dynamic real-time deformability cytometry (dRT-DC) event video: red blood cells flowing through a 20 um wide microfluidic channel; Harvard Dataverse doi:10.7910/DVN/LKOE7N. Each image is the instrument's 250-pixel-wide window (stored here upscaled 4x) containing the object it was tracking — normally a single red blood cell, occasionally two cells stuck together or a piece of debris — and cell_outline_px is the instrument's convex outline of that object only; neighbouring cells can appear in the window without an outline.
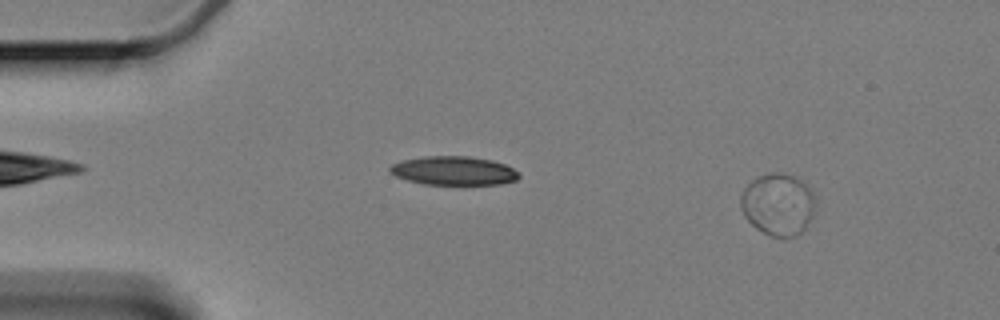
{"species": "Egyptian fruit bat (a non-hibernating species)", "species_latin": "Rousettus aegyptiacus", "temperature_condition": "cold", "stored_images_in_passage": 61, "camera_frame_rate_fps": 3000, "um_per_image_px": 0.085, "animal": {"sex": "female"}, "frame": {"image": 1, "passage_image": 7, "time_ms": 2.0, "image_size_px": [1000, 320], "cell_outline_px": [[816, 196], [812, 212], [804, 228], [796, 236], [772, 236], [756, 228], [744, 216], [740, 208], [740, 196], [744, 188], [752, 180], [760, 176], [796, 176]], "centroid_in_image_um": [66.09, 17.4], "position_along_channel_um": 18.9, "area_um2": 26.01}}
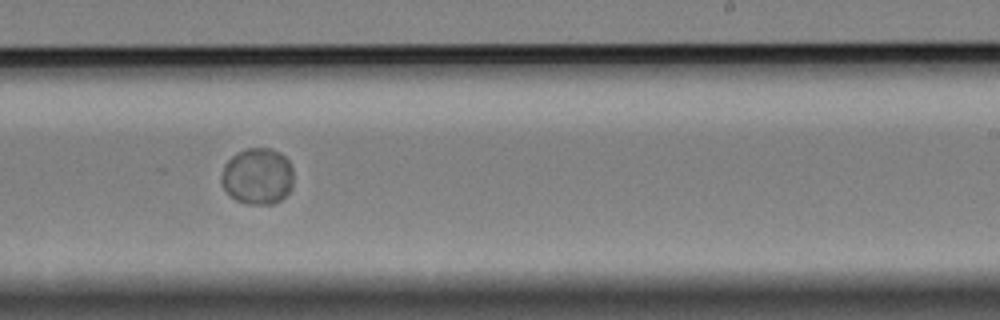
{"frame": {"image": 2, "passage_image": 38, "time_ms": 12.333, "image_size_px": [1000, 320], "cell_outline_px": [[292, 188], [280, 200], [272, 204], [248, 204], [236, 200], [220, 184], [220, 176], [224, 164], [232, 156], [248, 148], [268, 148], [280, 152], [288, 160], [292, 168]], "centroid_in_image_um": [21.88, 14.98], "position_along_channel_um": 267.1, "area_um2": 23.7}}
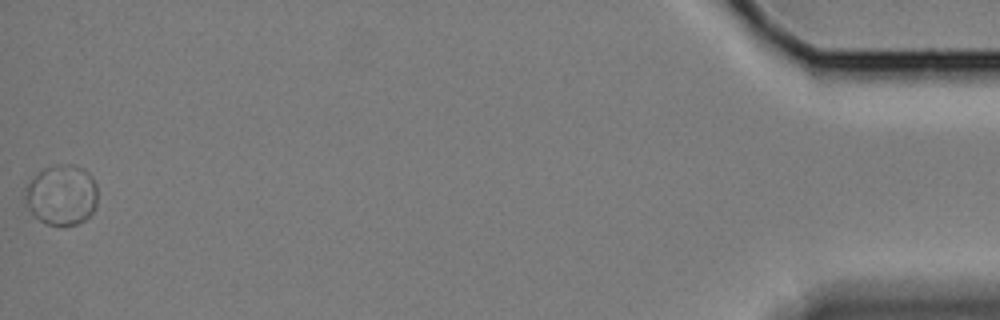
{"frame": {"image": 3, "passage_image": 61, "time_ms": 20.0, "image_size_px": [1000, 320], "cell_outline_px": [[96, 208], [84, 220], [76, 224], [48, 224], [40, 220], [28, 208], [28, 184], [44, 168], [56, 164], [72, 164], [84, 168], [92, 176], [96, 184]], "centroid_in_image_um": [5.31, 16.54], "position_along_channel_um": 429.9, "area_um2": 24.85}}